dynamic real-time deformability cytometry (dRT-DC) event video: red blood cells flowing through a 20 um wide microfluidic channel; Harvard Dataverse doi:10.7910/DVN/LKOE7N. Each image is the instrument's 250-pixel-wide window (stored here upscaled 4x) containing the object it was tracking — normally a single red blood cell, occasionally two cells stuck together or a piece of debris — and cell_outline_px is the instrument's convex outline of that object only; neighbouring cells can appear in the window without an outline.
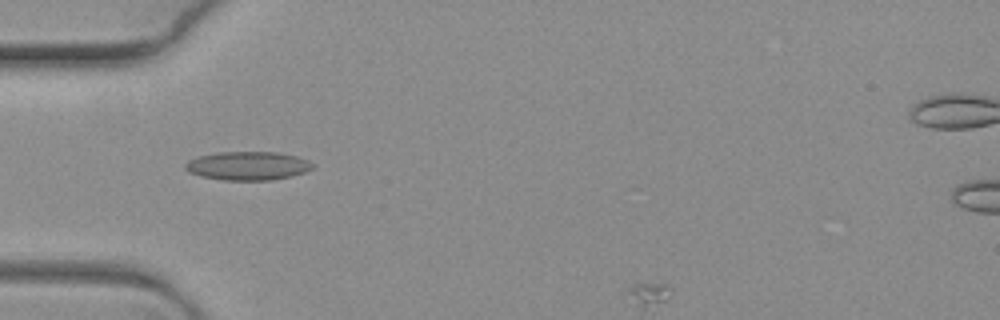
{"species": "common noctule bat (a hibernating species)", "species_latin": "Nyctalus noctula", "temperature_condition": "warm", "stored_images_in_passage": 5, "camera_frame_rate_fps": 3000, "um_per_image_px": 0.085, "animal": {"sex": "female", "body_mass_g": 19.3, "forearm_length_mm": 54.1}, "frame": {"image": 1, "passage_image": 3, "time_ms": 0.667, "image_size_px": [1000, 320], "cell_outline_px": [[316, 164], [312, 168], [304, 172], [272, 180], [224, 180], [200, 176], [188, 172], [184, 168], [184, 164], [188, 160], [200, 156], [216, 152], [276, 152], [296, 156], [308, 160]], "centroid_in_image_um": [21.04, 14.09], "position_along_channel_um": 64.0, "area_um2": 21.21}}
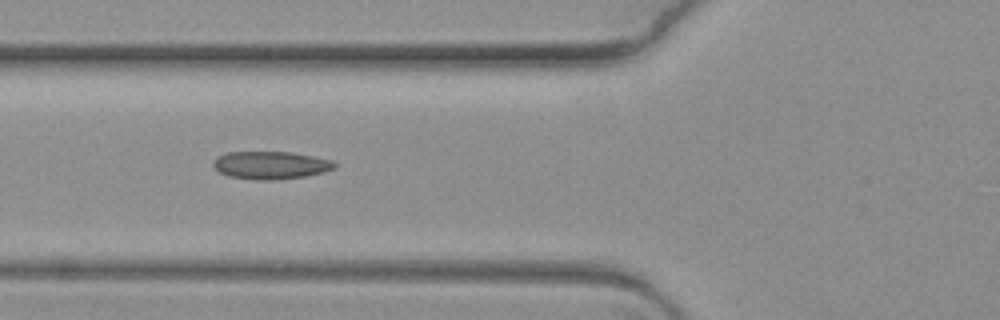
{"frame": {"image": 2, "passage_image": 4, "time_ms": 1.0, "image_size_px": [1000, 320], "cell_outline_px": [[336, 168], [324, 172], [304, 176], [272, 180], [260, 180], [228, 176], [220, 172], [212, 164], [216, 156], [228, 152], [288, 152], [312, 156], [332, 160], [336, 164]], "centroid_in_image_um": [23.0, 14.03], "position_along_channel_um": 102.8, "area_um2": 19.48}}
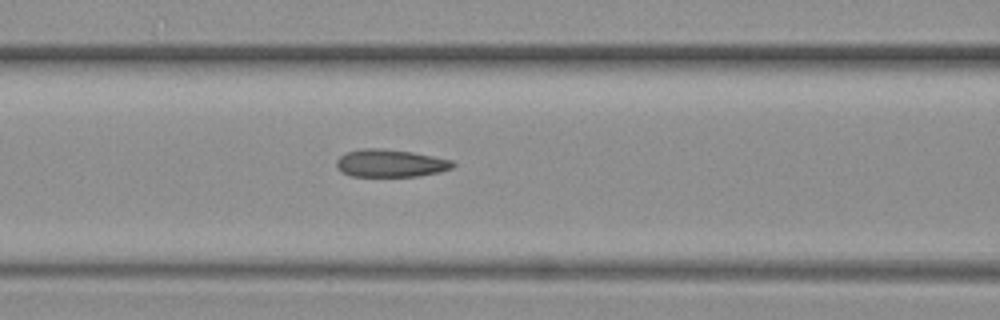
{"frame": {"image": 3, "passage_image": 5, "time_ms": 1.333, "image_size_px": [1000, 320], "cell_outline_px": [[456, 164], [452, 168], [440, 172], [420, 176], [352, 176], [340, 172], [336, 164], [336, 160], [340, 156], [348, 152], [364, 148], [380, 148], [412, 152], [452, 160]], "centroid_in_image_um": [33.19, 13.88], "position_along_channel_um": 133.4, "area_um2": 18.73}}